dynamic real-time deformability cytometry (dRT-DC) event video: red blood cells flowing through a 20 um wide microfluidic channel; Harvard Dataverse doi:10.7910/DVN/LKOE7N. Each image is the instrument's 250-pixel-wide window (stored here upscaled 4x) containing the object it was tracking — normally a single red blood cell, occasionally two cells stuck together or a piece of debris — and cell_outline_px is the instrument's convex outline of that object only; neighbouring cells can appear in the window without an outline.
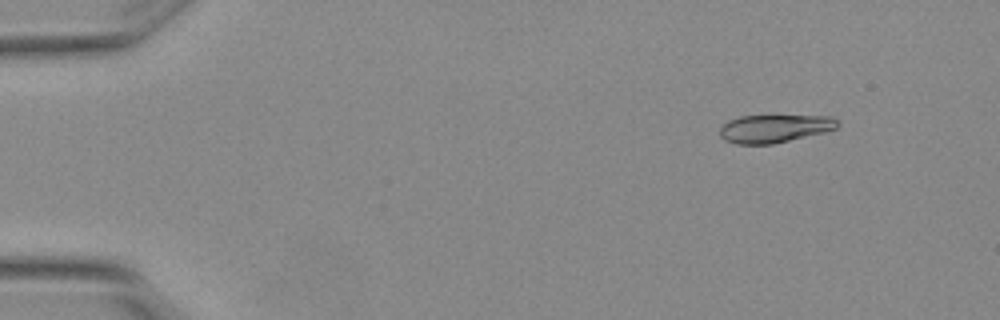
{"species": "Egyptian fruit bat (a non-hibernating species)", "species_latin": "Rousettus aegyptiacus", "temperature_condition": "warm", "stored_images_in_passage": 4, "camera_frame_rate_fps": 3000, "um_per_image_px": 0.085, "animal": {"sex": "female"}, "frame": {"image": 1, "passage_image": 2, "time_ms": 0.333, "image_size_px": [1000, 320], "cell_outline_px": [[840, 124], [836, 128], [824, 132], [772, 144], [736, 144], [724, 140], [720, 136], [720, 128], [728, 120], [740, 116], [832, 116]], "centroid_in_image_um": [65.81, 10.92], "position_along_channel_um": 19.2, "area_um2": 19.07}}
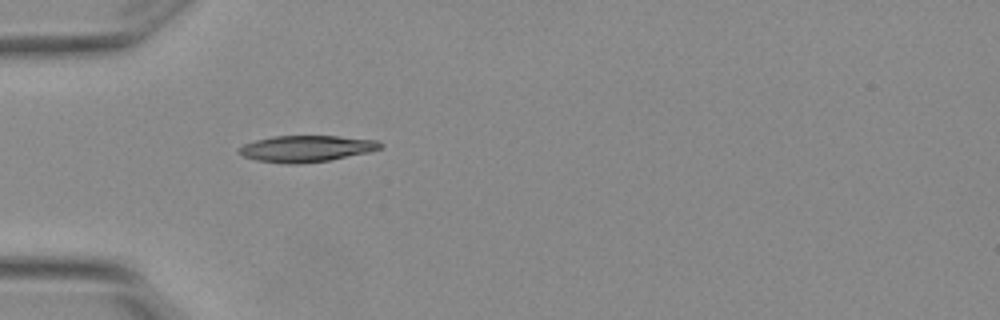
{"frame": {"image": 2, "passage_image": 4, "time_ms": 1.0, "image_size_px": [1000, 320], "cell_outline_px": [[384, 144], [380, 148], [368, 152], [328, 160], [300, 164], [288, 164], [256, 160], [244, 156], [236, 152], [236, 148], [244, 144], [256, 140], [272, 136], [340, 136], [376, 140]], "centroid_in_image_um": [25.99, 12.63], "position_along_channel_um": 59.0, "area_um2": 21.73}}